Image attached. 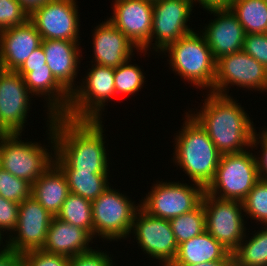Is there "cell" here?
Masks as SVG:
<instances>
[{
    "label": "cell",
    "mask_w": 267,
    "mask_h": 266,
    "mask_svg": "<svg viewBox=\"0 0 267 266\" xmlns=\"http://www.w3.org/2000/svg\"><path fill=\"white\" fill-rule=\"evenodd\" d=\"M55 137L54 163L61 170L109 173L101 120L52 117Z\"/></svg>",
    "instance_id": "1"
},
{
    "label": "cell",
    "mask_w": 267,
    "mask_h": 266,
    "mask_svg": "<svg viewBox=\"0 0 267 266\" xmlns=\"http://www.w3.org/2000/svg\"><path fill=\"white\" fill-rule=\"evenodd\" d=\"M208 93L199 112H188L206 130L217 150L223 155L251 148L255 128L249 114L232 99L231 94Z\"/></svg>",
    "instance_id": "2"
},
{
    "label": "cell",
    "mask_w": 267,
    "mask_h": 266,
    "mask_svg": "<svg viewBox=\"0 0 267 266\" xmlns=\"http://www.w3.org/2000/svg\"><path fill=\"white\" fill-rule=\"evenodd\" d=\"M184 120L183 129L174 137L173 162L183 169L192 182L206 188L215 176L222 154L189 112Z\"/></svg>",
    "instance_id": "3"
},
{
    "label": "cell",
    "mask_w": 267,
    "mask_h": 266,
    "mask_svg": "<svg viewBox=\"0 0 267 266\" xmlns=\"http://www.w3.org/2000/svg\"><path fill=\"white\" fill-rule=\"evenodd\" d=\"M163 53H169L168 61L172 71L181 78L191 82L197 88L214 93L216 75V60L201 32L195 31L186 34L176 42L168 45Z\"/></svg>",
    "instance_id": "4"
},
{
    "label": "cell",
    "mask_w": 267,
    "mask_h": 266,
    "mask_svg": "<svg viewBox=\"0 0 267 266\" xmlns=\"http://www.w3.org/2000/svg\"><path fill=\"white\" fill-rule=\"evenodd\" d=\"M47 122L48 140L53 145L51 153L40 143L21 141L22 134L19 133L10 134L0 141V166L31 185L54 163L55 137L52 122Z\"/></svg>",
    "instance_id": "5"
},
{
    "label": "cell",
    "mask_w": 267,
    "mask_h": 266,
    "mask_svg": "<svg viewBox=\"0 0 267 266\" xmlns=\"http://www.w3.org/2000/svg\"><path fill=\"white\" fill-rule=\"evenodd\" d=\"M248 151L221 155L205 192L219 199L242 202L260 180L255 155Z\"/></svg>",
    "instance_id": "6"
},
{
    "label": "cell",
    "mask_w": 267,
    "mask_h": 266,
    "mask_svg": "<svg viewBox=\"0 0 267 266\" xmlns=\"http://www.w3.org/2000/svg\"><path fill=\"white\" fill-rule=\"evenodd\" d=\"M91 68L82 80L83 84L76 85L72 92L64 116L71 119H103L101 113L104 106L115 96L114 68L97 64L93 66V63Z\"/></svg>",
    "instance_id": "7"
},
{
    "label": "cell",
    "mask_w": 267,
    "mask_h": 266,
    "mask_svg": "<svg viewBox=\"0 0 267 266\" xmlns=\"http://www.w3.org/2000/svg\"><path fill=\"white\" fill-rule=\"evenodd\" d=\"M111 187L92 201L93 238L98 235L107 241H117L130 235L140 204L136 206L134 201Z\"/></svg>",
    "instance_id": "8"
},
{
    "label": "cell",
    "mask_w": 267,
    "mask_h": 266,
    "mask_svg": "<svg viewBox=\"0 0 267 266\" xmlns=\"http://www.w3.org/2000/svg\"><path fill=\"white\" fill-rule=\"evenodd\" d=\"M151 188L141 200L140 208L153 217L165 220L196 209L205 193V188L194 182L188 185L181 182L158 181Z\"/></svg>",
    "instance_id": "9"
},
{
    "label": "cell",
    "mask_w": 267,
    "mask_h": 266,
    "mask_svg": "<svg viewBox=\"0 0 267 266\" xmlns=\"http://www.w3.org/2000/svg\"><path fill=\"white\" fill-rule=\"evenodd\" d=\"M201 203L205 211L206 231L233 253L247 230L242 202L219 199L205 192Z\"/></svg>",
    "instance_id": "10"
},
{
    "label": "cell",
    "mask_w": 267,
    "mask_h": 266,
    "mask_svg": "<svg viewBox=\"0 0 267 266\" xmlns=\"http://www.w3.org/2000/svg\"><path fill=\"white\" fill-rule=\"evenodd\" d=\"M192 0H159L153 3V21L149 42L140 50L141 53L153 49L157 53L171 43L189 34L193 29L187 25L193 10ZM155 39V43H152ZM150 47V48H149Z\"/></svg>",
    "instance_id": "11"
},
{
    "label": "cell",
    "mask_w": 267,
    "mask_h": 266,
    "mask_svg": "<svg viewBox=\"0 0 267 266\" xmlns=\"http://www.w3.org/2000/svg\"><path fill=\"white\" fill-rule=\"evenodd\" d=\"M228 85L266 92L267 69L243 50L224 55L216 60L214 93L228 96Z\"/></svg>",
    "instance_id": "12"
},
{
    "label": "cell",
    "mask_w": 267,
    "mask_h": 266,
    "mask_svg": "<svg viewBox=\"0 0 267 266\" xmlns=\"http://www.w3.org/2000/svg\"><path fill=\"white\" fill-rule=\"evenodd\" d=\"M76 0H50L29 14L42 40L80 42L79 12Z\"/></svg>",
    "instance_id": "13"
},
{
    "label": "cell",
    "mask_w": 267,
    "mask_h": 266,
    "mask_svg": "<svg viewBox=\"0 0 267 266\" xmlns=\"http://www.w3.org/2000/svg\"><path fill=\"white\" fill-rule=\"evenodd\" d=\"M138 246L153 259L160 260L162 266H170L176 258L178 244L169 220L153 217L139 208L132 225Z\"/></svg>",
    "instance_id": "14"
},
{
    "label": "cell",
    "mask_w": 267,
    "mask_h": 266,
    "mask_svg": "<svg viewBox=\"0 0 267 266\" xmlns=\"http://www.w3.org/2000/svg\"><path fill=\"white\" fill-rule=\"evenodd\" d=\"M53 216L32 196L19 203L17 225L6 239V247L16 252L41 249ZM16 233V234H15Z\"/></svg>",
    "instance_id": "15"
},
{
    "label": "cell",
    "mask_w": 267,
    "mask_h": 266,
    "mask_svg": "<svg viewBox=\"0 0 267 266\" xmlns=\"http://www.w3.org/2000/svg\"><path fill=\"white\" fill-rule=\"evenodd\" d=\"M30 94L20 74L0 69V121L11 134H21L26 126Z\"/></svg>",
    "instance_id": "16"
},
{
    "label": "cell",
    "mask_w": 267,
    "mask_h": 266,
    "mask_svg": "<svg viewBox=\"0 0 267 266\" xmlns=\"http://www.w3.org/2000/svg\"><path fill=\"white\" fill-rule=\"evenodd\" d=\"M108 20L141 50L150 40L153 3L147 0H114Z\"/></svg>",
    "instance_id": "17"
},
{
    "label": "cell",
    "mask_w": 267,
    "mask_h": 266,
    "mask_svg": "<svg viewBox=\"0 0 267 266\" xmlns=\"http://www.w3.org/2000/svg\"><path fill=\"white\" fill-rule=\"evenodd\" d=\"M207 11L217 17L209 21L201 31L214 59L243 50L245 32L231 9H208Z\"/></svg>",
    "instance_id": "18"
},
{
    "label": "cell",
    "mask_w": 267,
    "mask_h": 266,
    "mask_svg": "<svg viewBox=\"0 0 267 266\" xmlns=\"http://www.w3.org/2000/svg\"><path fill=\"white\" fill-rule=\"evenodd\" d=\"M41 42V35L29 20L0 31V69L17 71Z\"/></svg>",
    "instance_id": "19"
},
{
    "label": "cell",
    "mask_w": 267,
    "mask_h": 266,
    "mask_svg": "<svg viewBox=\"0 0 267 266\" xmlns=\"http://www.w3.org/2000/svg\"><path fill=\"white\" fill-rule=\"evenodd\" d=\"M93 32L94 61L91 62H95L94 64L117 68L132 59L135 48L139 52V49L108 18L98 24Z\"/></svg>",
    "instance_id": "20"
},
{
    "label": "cell",
    "mask_w": 267,
    "mask_h": 266,
    "mask_svg": "<svg viewBox=\"0 0 267 266\" xmlns=\"http://www.w3.org/2000/svg\"><path fill=\"white\" fill-rule=\"evenodd\" d=\"M41 44L46 56V64L53 76L72 94L76 89L74 82L79 71V58L82 57L80 43L68 40H42Z\"/></svg>",
    "instance_id": "21"
},
{
    "label": "cell",
    "mask_w": 267,
    "mask_h": 266,
    "mask_svg": "<svg viewBox=\"0 0 267 266\" xmlns=\"http://www.w3.org/2000/svg\"><path fill=\"white\" fill-rule=\"evenodd\" d=\"M93 237L84 229L53 217L49 225L43 251L51 254L74 257L88 252Z\"/></svg>",
    "instance_id": "22"
},
{
    "label": "cell",
    "mask_w": 267,
    "mask_h": 266,
    "mask_svg": "<svg viewBox=\"0 0 267 266\" xmlns=\"http://www.w3.org/2000/svg\"><path fill=\"white\" fill-rule=\"evenodd\" d=\"M23 79L31 95L47 96L44 98L48 103L49 121L53 116L64 115L67 112L71 94L55 79L49 67L32 68Z\"/></svg>",
    "instance_id": "23"
},
{
    "label": "cell",
    "mask_w": 267,
    "mask_h": 266,
    "mask_svg": "<svg viewBox=\"0 0 267 266\" xmlns=\"http://www.w3.org/2000/svg\"><path fill=\"white\" fill-rule=\"evenodd\" d=\"M215 260H233V253L204 231L178 245L176 258L171 265H191Z\"/></svg>",
    "instance_id": "24"
},
{
    "label": "cell",
    "mask_w": 267,
    "mask_h": 266,
    "mask_svg": "<svg viewBox=\"0 0 267 266\" xmlns=\"http://www.w3.org/2000/svg\"><path fill=\"white\" fill-rule=\"evenodd\" d=\"M69 193V186L64 173L53 163L32 184L31 196L53 217H56Z\"/></svg>",
    "instance_id": "25"
},
{
    "label": "cell",
    "mask_w": 267,
    "mask_h": 266,
    "mask_svg": "<svg viewBox=\"0 0 267 266\" xmlns=\"http://www.w3.org/2000/svg\"><path fill=\"white\" fill-rule=\"evenodd\" d=\"M230 9L237 16L245 34L267 33L265 0H233Z\"/></svg>",
    "instance_id": "26"
},
{
    "label": "cell",
    "mask_w": 267,
    "mask_h": 266,
    "mask_svg": "<svg viewBox=\"0 0 267 266\" xmlns=\"http://www.w3.org/2000/svg\"><path fill=\"white\" fill-rule=\"evenodd\" d=\"M64 173L69 191L73 194L94 201L108 187L110 173L78 172L77 170H62Z\"/></svg>",
    "instance_id": "27"
},
{
    "label": "cell",
    "mask_w": 267,
    "mask_h": 266,
    "mask_svg": "<svg viewBox=\"0 0 267 266\" xmlns=\"http://www.w3.org/2000/svg\"><path fill=\"white\" fill-rule=\"evenodd\" d=\"M246 235L233 252L234 266H267V225L245 241Z\"/></svg>",
    "instance_id": "28"
},
{
    "label": "cell",
    "mask_w": 267,
    "mask_h": 266,
    "mask_svg": "<svg viewBox=\"0 0 267 266\" xmlns=\"http://www.w3.org/2000/svg\"><path fill=\"white\" fill-rule=\"evenodd\" d=\"M56 218L86 230L93 237L92 202L80 195L70 192Z\"/></svg>",
    "instance_id": "29"
},
{
    "label": "cell",
    "mask_w": 267,
    "mask_h": 266,
    "mask_svg": "<svg viewBox=\"0 0 267 266\" xmlns=\"http://www.w3.org/2000/svg\"><path fill=\"white\" fill-rule=\"evenodd\" d=\"M177 244L187 241L206 231L205 211L201 203L191 212L169 220Z\"/></svg>",
    "instance_id": "30"
},
{
    "label": "cell",
    "mask_w": 267,
    "mask_h": 266,
    "mask_svg": "<svg viewBox=\"0 0 267 266\" xmlns=\"http://www.w3.org/2000/svg\"><path fill=\"white\" fill-rule=\"evenodd\" d=\"M130 60H127L123 64L114 68V84H115V96L121 95H134L139 92V89L146 82L145 75L141 68L137 64H130Z\"/></svg>",
    "instance_id": "31"
},
{
    "label": "cell",
    "mask_w": 267,
    "mask_h": 266,
    "mask_svg": "<svg viewBox=\"0 0 267 266\" xmlns=\"http://www.w3.org/2000/svg\"><path fill=\"white\" fill-rule=\"evenodd\" d=\"M243 211L252 220L267 225V180L260 179L242 201Z\"/></svg>",
    "instance_id": "32"
},
{
    "label": "cell",
    "mask_w": 267,
    "mask_h": 266,
    "mask_svg": "<svg viewBox=\"0 0 267 266\" xmlns=\"http://www.w3.org/2000/svg\"><path fill=\"white\" fill-rule=\"evenodd\" d=\"M32 185L12 175L0 166V195L6 200L21 203L31 196Z\"/></svg>",
    "instance_id": "33"
},
{
    "label": "cell",
    "mask_w": 267,
    "mask_h": 266,
    "mask_svg": "<svg viewBox=\"0 0 267 266\" xmlns=\"http://www.w3.org/2000/svg\"><path fill=\"white\" fill-rule=\"evenodd\" d=\"M28 20V12L17 0H0V31L21 26Z\"/></svg>",
    "instance_id": "34"
},
{
    "label": "cell",
    "mask_w": 267,
    "mask_h": 266,
    "mask_svg": "<svg viewBox=\"0 0 267 266\" xmlns=\"http://www.w3.org/2000/svg\"><path fill=\"white\" fill-rule=\"evenodd\" d=\"M23 254L24 266H68L70 257L51 254L42 249L28 250Z\"/></svg>",
    "instance_id": "35"
},
{
    "label": "cell",
    "mask_w": 267,
    "mask_h": 266,
    "mask_svg": "<svg viewBox=\"0 0 267 266\" xmlns=\"http://www.w3.org/2000/svg\"><path fill=\"white\" fill-rule=\"evenodd\" d=\"M243 51L267 69V33L245 34Z\"/></svg>",
    "instance_id": "36"
},
{
    "label": "cell",
    "mask_w": 267,
    "mask_h": 266,
    "mask_svg": "<svg viewBox=\"0 0 267 266\" xmlns=\"http://www.w3.org/2000/svg\"><path fill=\"white\" fill-rule=\"evenodd\" d=\"M111 255L107 252L91 249L88 252L70 257L68 266H114Z\"/></svg>",
    "instance_id": "37"
},
{
    "label": "cell",
    "mask_w": 267,
    "mask_h": 266,
    "mask_svg": "<svg viewBox=\"0 0 267 266\" xmlns=\"http://www.w3.org/2000/svg\"><path fill=\"white\" fill-rule=\"evenodd\" d=\"M19 215V203L6 200L0 195V235L4 232H12L17 225Z\"/></svg>",
    "instance_id": "38"
},
{
    "label": "cell",
    "mask_w": 267,
    "mask_h": 266,
    "mask_svg": "<svg viewBox=\"0 0 267 266\" xmlns=\"http://www.w3.org/2000/svg\"><path fill=\"white\" fill-rule=\"evenodd\" d=\"M261 133V134H260ZM260 139V140H259ZM260 143V144H259ZM261 146L262 152L260 157L255 154L256 162H257V169L260 179L267 180V130L264 127L262 132H254L253 139L251 142V148H255L257 145Z\"/></svg>",
    "instance_id": "39"
},
{
    "label": "cell",
    "mask_w": 267,
    "mask_h": 266,
    "mask_svg": "<svg viewBox=\"0 0 267 266\" xmlns=\"http://www.w3.org/2000/svg\"><path fill=\"white\" fill-rule=\"evenodd\" d=\"M48 67L46 64V56L42 47V44L37 47L32 54L29 55L23 65L16 71L22 77L27 73L31 72L32 68Z\"/></svg>",
    "instance_id": "40"
},
{
    "label": "cell",
    "mask_w": 267,
    "mask_h": 266,
    "mask_svg": "<svg viewBox=\"0 0 267 266\" xmlns=\"http://www.w3.org/2000/svg\"><path fill=\"white\" fill-rule=\"evenodd\" d=\"M0 266H24L23 254L5 247L0 252Z\"/></svg>",
    "instance_id": "41"
},
{
    "label": "cell",
    "mask_w": 267,
    "mask_h": 266,
    "mask_svg": "<svg viewBox=\"0 0 267 266\" xmlns=\"http://www.w3.org/2000/svg\"><path fill=\"white\" fill-rule=\"evenodd\" d=\"M199 2V5H202L203 9H221V8H230L233 0H192L193 5L196 2Z\"/></svg>",
    "instance_id": "42"
},
{
    "label": "cell",
    "mask_w": 267,
    "mask_h": 266,
    "mask_svg": "<svg viewBox=\"0 0 267 266\" xmlns=\"http://www.w3.org/2000/svg\"><path fill=\"white\" fill-rule=\"evenodd\" d=\"M22 7L30 14L33 10L40 7L50 0H17Z\"/></svg>",
    "instance_id": "43"
},
{
    "label": "cell",
    "mask_w": 267,
    "mask_h": 266,
    "mask_svg": "<svg viewBox=\"0 0 267 266\" xmlns=\"http://www.w3.org/2000/svg\"><path fill=\"white\" fill-rule=\"evenodd\" d=\"M170 266H234L233 260H215L191 265H170Z\"/></svg>",
    "instance_id": "44"
},
{
    "label": "cell",
    "mask_w": 267,
    "mask_h": 266,
    "mask_svg": "<svg viewBox=\"0 0 267 266\" xmlns=\"http://www.w3.org/2000/svg\"><path fill=\"white\" fill-rule=\"evenodd\" d=\"M11 133L4 127L2 122L0 121V137H7Z\"/></svg>",
    "instance_id": "45"
},
{
    "label": "cell",
    "mask_w": 267,
    "mask_h": 266,
    "mask_svg": "<svg viewBox=\"0 0 267 266\" xmlns=\"http://www.w3.org/2000/svg\"><path fill=\"white\" fill-rule=\"evenodd\" d=\"M3 237L0 235V246H1V244H2V247L0 248V250H3V249H5V244H3ZM4 247V248H3ZM1 252V251H0Z\"/></svg>",
    "instance_id": "46"
},
{
    "label": "cell",
    "mask_w": 267,
    "mask_h": 266,
    "mask_svg": "<svg viewBox=\"0 0 267 266\" xmlns=\"http://www.w3.org/2000/svg\"><path fill=\"white\" fill-rule=\"evenodd\" d=\"M147 1L154 3V2L159 1V0H147Z\"/></svg>",
    "instance_id": "47"
}]
</instances>
